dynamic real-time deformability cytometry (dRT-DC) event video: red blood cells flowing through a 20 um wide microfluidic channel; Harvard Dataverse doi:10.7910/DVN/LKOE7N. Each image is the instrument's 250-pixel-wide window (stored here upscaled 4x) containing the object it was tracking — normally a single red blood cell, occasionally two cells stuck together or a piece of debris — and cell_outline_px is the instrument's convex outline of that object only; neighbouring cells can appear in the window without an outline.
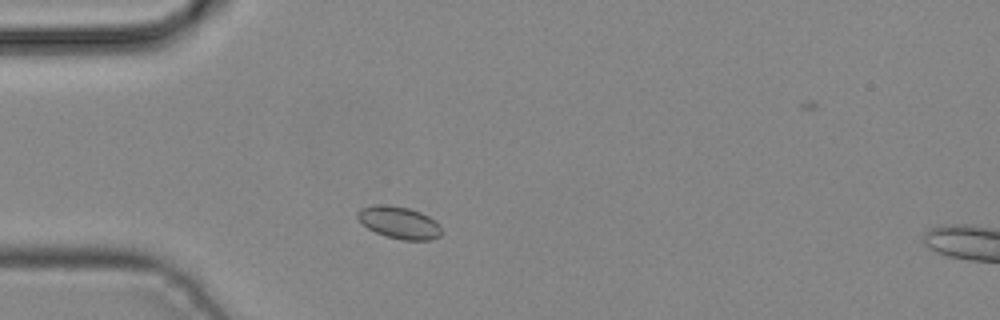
{"species": "common noctule bat (a hibernating species)", "species_latin": "Nyctalus noctula", "temperature_condition": "cold", "stored_images_in_passage": 3, "camera_frame_rate_fps": 3000, "um_per_image_px": 0.085, "animal": {"sex": "male", "body_mass_g": 19.2, "forearm_length_mm": 51.8}, "frame": {"image": 1, "passage_image": 2, "time_ms": 0.333, "image_size_px": [1000, 320], "cell_outline_px": [[440, 236], [432, 240], [404, 240], [384, 236], [368, 228], [356, 216], [356, 212], [360, 208], [376, 204], [388, 204], [408, 208], [420, 212], [428, 216], [440, 228]], "centroid_in_image_um": [33.88, 18.91], "position_along_channel_um": 51.1, "area_um2": 15.61}}